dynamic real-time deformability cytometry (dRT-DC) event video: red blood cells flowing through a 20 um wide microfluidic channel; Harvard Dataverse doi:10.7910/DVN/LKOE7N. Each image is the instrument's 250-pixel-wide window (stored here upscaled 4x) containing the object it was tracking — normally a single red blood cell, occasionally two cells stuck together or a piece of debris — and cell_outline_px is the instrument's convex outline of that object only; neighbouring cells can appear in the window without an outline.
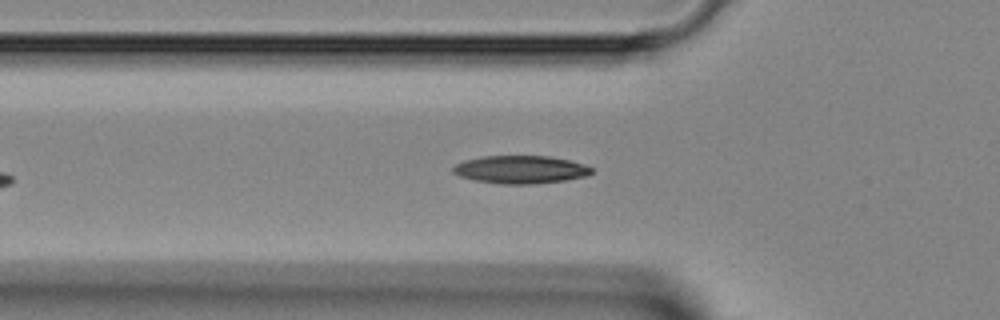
{"species": "Egyptian fruit bat (a non-hibernating species)", "species_latin": "Rousettus aegyptiacus", "temperature_condition": "room temperature", "stored_images_in_passage": 42, "camera_frame_rate_fps": 3000, "um_per_image_px": 0.085, "animal": {"sex": "female"}, "frame": {"image": 1, "passage_image": 11, "time_ms": 3.333, "image_size_px": [1000, 320], "cell_outline_px": [[592, 172], [584, 176], [564, 180], [532, 184], [504, 184], [476, 180], [460, 176], [452, 172], [452, 168], [456, 164], [464, 160], [480, 156], [548, 156], [568, 160], [584, 164], [592, 168]], "centroid_in_image_um": [44.21, 14.4], "position_along_channel_um": 81.6, "area_um2": 22.31}}
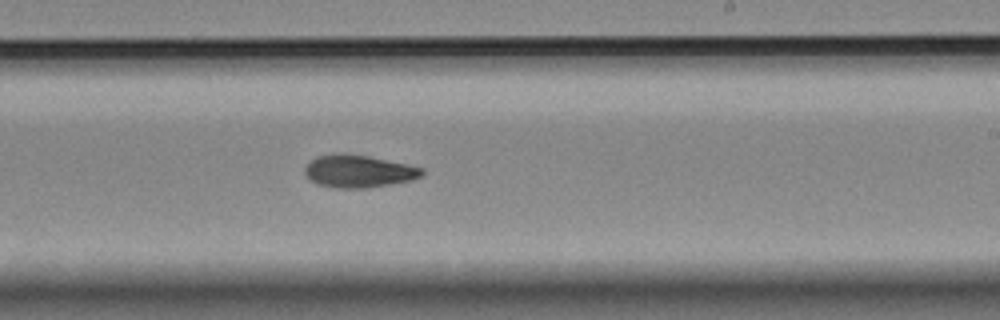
{"frame": {"image": 2, "passage_image": 23, "time_ms": 7.333, "image_size_px": [1000, 320], "cell_outline_px": [[424, 172], [420, 176], [412, 180], [368, 188], [332, 188], [316, 184], [308, 180], [304, 172], [304, 168], [308, 160], [316, 156], [340, 152], [368, 156], [424, 168]], "centroid_in_image_um": [30.39, 14.55], "position_along_channel_um": 258.6, "area_um2": 22.54}}
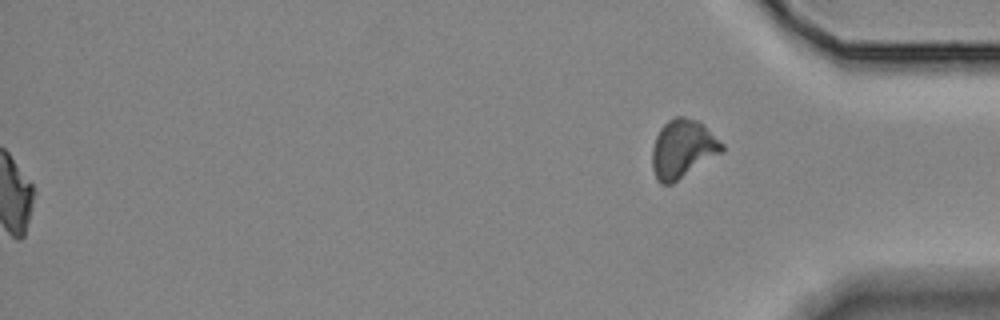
{"frame": {"image": 3, "passage_image": 42, "time_ms": 13.667, "image_size_px": [1000, 320], "cell_outline_px": [[724, 152], [672, 184], [660, 184], [656, 180], [652, 168], [652, 148], [656, 136], [660, 128], [668, 120], [676, 116], [684, 116], [700, 120], [724, 144]], "centroid_in_image_um": [58.05, 12.65], "position_along_channel_um": 377.2, "area_um2": 24.22}}